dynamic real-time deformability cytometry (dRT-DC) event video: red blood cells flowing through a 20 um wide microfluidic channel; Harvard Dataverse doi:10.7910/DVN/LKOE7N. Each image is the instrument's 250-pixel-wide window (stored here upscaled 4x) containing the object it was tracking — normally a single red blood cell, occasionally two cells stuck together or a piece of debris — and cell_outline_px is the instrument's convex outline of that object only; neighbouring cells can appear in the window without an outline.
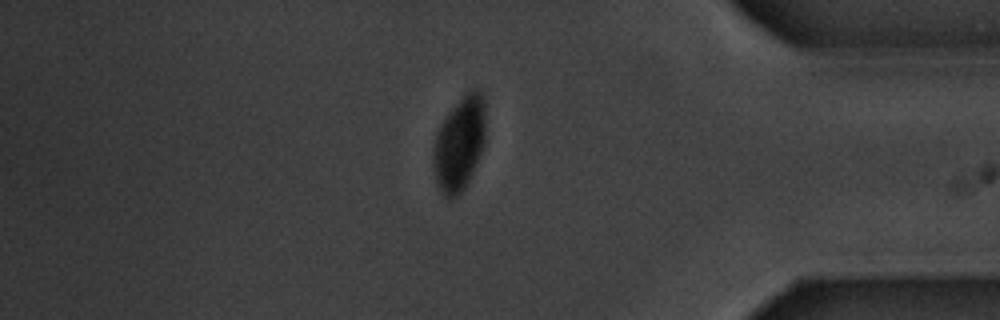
{"species": "common noctule bat (a hibernating species)", "species_latin": "Nyctalus noctula", "temperature_condition": "warm", "stored_images_in_passage": 15, "segment_of_instrument_passage": [2, 2], "camera_frame_rate_fps": 3000, "um_per_image_px": 0.085, "animal": {"sex": "male", "body_mass_g": 20.1, "forearm_length_mm": 53.5}, "frame": {"image": 1, "passage_image": 15, "time_ms": 18.0, "image_size_px": [1000, 320], "cell_outline_px": [[484, 144], [472, 172], [464, 188], [456, 196], [444, 196], [440, 192], [436, 184], [432, 164], [432, 148], [436, 132], [440, 124], [448, 112], [472, 88], [476, 88], [484, 96]], "centroid_in_image_um": [39.0, 12.21], "position_along_channel_um": 396.2, "area_um2": 28.5}}